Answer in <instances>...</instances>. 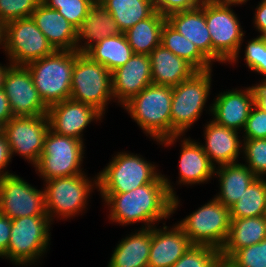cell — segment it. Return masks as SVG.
<instances>
[{"instance_id": "cell-1", "label": "cell", "mask_w": 266, "mask_h": 267, "mask_svg": "<svg viewBox=\"0 0 266 267\" xmlns=\"http://www.w3.org/2000/svg\"><path fill=\"white\" fill-rule=\"evenodd\" d=\"M100 194L110 207L111 221L122 225L144 222L142 229L151 228L155 222L168 218L179 204L170 181L162 174L152 183L130 192Z\"/></svg>"}, {"instance_id": "cell-2", "label": "cell", "mask_w": 266, "mask_h": 267, "mask_svg": "<svg viewBox=\"0 0 266 267\" xmlns=\"http://www.w3.org/2000/svg\"><path fill=\"white\" fill-rule=\"evenodd\" d=\"M172 87L150 84L122 107L145 134L166 146L180 137H171Z\"/></svg>"}, {"instance_id": "cell-3", "label": "cell", "mask_w": 266, "mask_h": 267, "mask_svg": "<svg viewBox=\"0 0 266 267\" xmlns=\"http://www.w3.org/2000/svg\"><path fill=\"white\" fill-rule=\"evenodd\" d=\"M75 51L55 50L25 65L43 103L49 107L70 99Z\"/></svg>"}, {"instance_id": "cell-4", "label": "cell", "mask_w": 266, "mask_h": 267, "mask_svg": "<svg viewBox=\"0 0 266 267\" xmlns=\"http://www.w3.org/2000/svg\"><path fill=\"white\" fill-rule=\"evenodd\" d=\"M235 3L205 0L206 25L212 41V62L238 60L243 42V31L236 14L231 10Z\"/></svg>"}, {"instance_id": "cell-5", "label": "cell", "mask_w": 266, "mask_h": 267, "mask_svg": "<svg viewBox=\"0 0 266 267\" xmlns=\"http://www.w3.org/2000/svg\"><path fill=\"white\" fill-rule=\"evenodd\" d=\"M212 69L197 71L172 87L171 137L184 135L199 119L210 95Z\"/></svg>"}, {"instance_id": "cell-6", "label": "cell", "mask_w": 266, "mask_h": 267, "mask_svg": "<svg viewBox=\"0 0 266 267\" xmlns=\"http://www.w3.org/2000/svg\"><path fill=\"white\" fill-rule=\"evenodd\" d=\"M112 98V73L86 54L75 51L70 99L91 105L105 114Z\"/></svg>"}, {"instance_id": "cell-7", "label": "cell", "mask_w": 266, "mask_h": 267, "mask_svg": "<svg viewBox=\"0 0 266 267\" xmlns=\"http://www.w3.org/2000/svg\"><path fill=\"white\" fill-rule=\"evenodd\" d=\"M93 180L100 193H125L152 183L160 174L154 164L133 153L118 152Z\"/></svg>"}, {"instance_id": "cell-8", "label": "cell", "mask_w": 266, "mask_h": 267, "mask_svg": "<svg viewBox=\"0 0 266 267\" xmlns=\"http://www.w3.org/2000/svg\"><path fill=\"white\" fill-rule=\"evenodd\" d=\"M84 148L83 141L54 133L50 129L39 161L34 167L45 181L82 174L84 172L80 167Z\"/></svg>"}, {"instance_id": "cell-9", "label": "cell", "mask_w": 266, "mask_h": 267, "mask_svg": "<svg viewBox=\"0 0 266 267\" xmlns=\"http://www.w3.org/2000/svg\"><path fill=\"white\" fill-rule=\"evenodd\" d=\"M230 209L215 197L177 225L193 245L212 246L221 250L230 231Z\"/></svg>"}, {"instance_id": "cell-10", "label": "cell", "mask_w": 266, "mask_h": 267, "mask_svg": "<svg viewBox=\"0 0 266 267\" xmlns=\"http://www.w3.org/2000/svg\"><path fill=\"white\" fill-rule=\"evenodd\" d=\"M50 224L48 216H25L11 220L10 242L4 257L16 265L34 263L48 248Z\"/></svg>"}, {"instance_id": "cell-11", "label": "cell", "mask_w": 266, "mask_h": 267, "mask_svg": "<svg viewBox=\"0 0 266 267\" xmlns=\"http://www.w3.org/2000/svg\"><path fill=\"white\" fill-rule=\"evenodd\" d=\"M4 49L12 65H27L55 51L32 17L5 23Z\"/></svg>"}, {"instance_id": "cell-12", "label": "cell", "mask_w": 266, "mask_h": 267, "mask_svg": "<svg viewBox=\"0 0 266 267\" xmlns=\"http://www.w3.org/2000/svg\"><path fill=\"white\" fill-rule=\"evenodd\" d=\"M45 205L52 222L53 215L69 218L86 208L87 198L94 189L92 180L82 173L79 175L46 180Z\"/></svg>"}, {"instance_id": "cell-13", "label": "cell", "mask_w": 266, "mask_h": 267, "mask_svg": "<svg viewBox=\"0 0 266 267\" xmlns=\"http://www.w3.org/2000/svg\"><path fill=\"white\" fill-rule=\"evenodd\" d=\"M49 130L47 115L14 116L4 124L3 133L9 144L11 156L17 153L35 166Z\"/></svg>"}, {"instance_id": "cell-14", "label": "cell", "mask_w": 266, "mask_h": 267, "mask_svg": "<svg viewBox=\"0 0 266 267\" xmlns=\"http://www.w3.org/2000/svg\"><path fill=\"white\" fill-rule=\"evenodd\" d=\"M0 213L10 220L25 216H48L45 193L15 174L2 176L0 177Z\"/></svg>"}, {"instance_id": "cell-15", "label": "cell", "mask_w": 266, "mask_h": 267, "mask_svg": "<svg viewBox=\"0 0 266 267\" xmlns=\"http://www.w3.org/2000/svg\"><path fill=\"white\" fill-rule=\"evenodd\" d=\"M3 89L13 116L47 115L48 107L41 100L25 65H9L4 76Z\"/></svg>"}, {"instance_id": "cell-16", "label": "cell", "mask_w": 266, "mask_h": 267, "mask_svg": "<svg viewBox=\"0 0 266 267\" xmlns=\"http://www.w3.org/2000/svg\"><path fill=\"white\" fill-rule=\"evenodd\" d=\"M47 116L54 133L83 141V130L103 114L91 105L68 99L49 106Z\"/></svg>"}, {"instance_id": "cell-17", "label": "cell", "mask_w": 266, "mask_h": 267, "mask_svg": "<svg viewBox=\"0 0 266 267\" xmlns=\"http://www.w3.org/2000/svg\"><path fill=\"white\" fill-rule=\"evenodd\" d=\"M152 84L149 55L133 54L126 64L112 72V92L118 103L124 105Z\"/></svg>"}, {"instance_id": "cell-18", "label": "cell", "mask_w": 266, "mask_h": 267, "mask_svg": "<svg viewBox=\"0 0 266 267\" xmlns=\"http://www.w3.org/2000/svg\"><path fill=\"white\" fill-rule=\"evenodd\" d=\"M215 102L210 106L213 120L222 126L241 131L255 105L252 87L245 90H229L218 94Z\"/></svg>"}, {"instance_id": "cell-19", "label": "cell", "mask_w": 266, "mask_h": 267, "mask_svg": "<svg viewBox=\"0 0 266 267\" xmlns=\"http://www.w3.org/2000/svg\"><path fill=\"white\" fill-rule=\"evenodd\" d=\"M168 229L167 226L163 229L152 227L148 267H172L193 246L178 225Z\"/></svg>"}, {"instance_id": "cell-20", "label": "cell", "mask_w": 266, "mask_h": 267, "mask_svg": "<svg viewBox=\"0 0 266 267\" xmlns=\"http://www.w3.org/2000/svg\"><path fill=\"white\" fill-rule=\"evenodd\" d=\"M31 17L55 50L76 51V27L57 10L41 2Z\"/></svg>"}, {"instance_id": "cell-21", "label": "cell", "mask_w": 266, "mask_h": 267, "mask_svg": "<svg viewBox=\"0 0 266 267\" xmlns=\"http://www.w3.org/2000/svg\"><path fill=\"white\" fill-rule=\"evenodd\" d=\"M167 22L194 43L212 63V41L205 19V0L197 8L178 11L166 17Z\"/></svg>"}, {"instance_id": "cell-22", "label": "cell", "mask_w": 266, "mask_h": 267, "mask_svg": "<svg viewBox=\"0 0 266 267\" xmlns=\"http://www.w3.org/2000/svg\"><path fill=\"white\" fill-rule=\"evenodd\" d=\"M204 135L205 145L201 146L214 166L215 163L222 166L237 162L242 152L241 147H243L238 131L219 125L212 120L206 124Z\"/></svg>"}, {"instance_id": "cell-23", "label": "cell", "mask_w": 266, "mask_h": 267, "mask_svg": "<svg viewBox=\"0 0 266 267\" xmlns=\"http://www.w3.org/2000/svg\"><path fill=\"white\" fill-rule=\"evenodd\" d=\"M152 83L175 87L190 78L197 70L186 60L158 45L150 54Z\"/></svg>"}, {"instance_id": "cell-24", "label": "cell", "mask_w": 266, "mask_h": 267, "mask_svg": "<svg viewBox=\"0 0 266 267\" xmlns=\"http://www.w3.org/2000/svg\"><path fill=\"white\" fill-rule=\"evenodd\" d=\"M121 33L117 22L103 5H92L84 21L76 28V51L85 53L102 39ZM81 39H85L84 45Z\"/></svg>"}, {"instance_id": "cell-25", "label": "cell", "mask_w": 266, "mask_h": 267, "mask_svg": "<svg viewBox=\"0 0 266 267\" xmlns=\"http://www.w3.org/2000/svg\"><path fill=\"white\" fill-rule=\"evenodd\" d=\"M181 141L178 183L192 185L210 180L215 175L216 166L211 163L200 143L188 138Z\"/></svg>"}, {"instance_id": "cell-26", "label": "cell", "mask_w": 266, "mask_h": 267, "mask_svg": "<svg viewBox=\"0 0 266 267\" xmlns=\"http://www.w3.org/2000/svg\"><path fill=\"white\" fill-rule=\"evenodd\" d=\"M266 239V216L231 218L228 238L220 250L222 261H227L238 249Z\"/></svg>"}, {"instance_id": "cell-27", "label": "cell", "mask_w": 266, "mask_h": 267, "mask_svg": "<svg viewBox=\"0 0 266 267\" xmlns=\"http://www.w3.org/2000/svg\"><path fill=\"white\" fill-rule=\"evenodd\" d=\"M152 227L127 236L116 246L108 267H148Z\"/></svg>"}, {"instance_id": "cell-28", "label": "cell", "mask_w": 266, "mask_h": 267, "mask_svg": "<svg viewBox=\"0 0 266 267\" xmlns=\"http://www.w3.org/2000/svg\"><path fill=\"white\" fill-rule=\"evenodd\" d=\"M217 168L215 175L220 181V193L215 198L230 209L258 177L243 163H230Z\"/></svg>"}, {"instance_id": "cell-29", "label": "cell", "mask_w": 266, "mask_h": 267, "mask_svg": "<svg viewBox=\"0 0 266 267\" xmlns=\"http://www.w3.org/2000/svg\"><path fill=\"white\" fill-rule=\"evenodd\" d=\"M84 54L92 61L104 65L111 73L123 66L134 52L125 33L102 39L91 46Z\"/></svg>"}, {"instance_id": "cell-30", "label": "cell", "mask_w": 266, "mask_h": 267, "mask_svg": "<svg viewBox=\"0 0 266 267\" xmlns=\"http://www.w3.org/2000/svg\"><path fill=\"white\" fill-rule=\"evenodd\" d=\"M166 21L165 16L155 11L124 32L134 54L149 55L161 44V31Z\"/></svg>"}, {"instance_id": "cell-31", "label": "cell", "mask_w": 266, "mask_h": 267, "mask_svg": "<svg viewBox=\"0 0 266 267\" xmlns=\"http://www.w3.org/2000/svg\"><path fill=\"white\" fill-rule=\"evenodd\" d=\"M161 45L176 56L186 60L197 71L212 69V63L199 51L197 46L180 34L167 21L161 31Z\"/></svg>"}, {"instance_id": "cell-32", "label": "cell", "mask_w": 266, "mask_h": 267, "mask_svg": "<svg viewBox=\"0 0 266 267\" xmlns=\"http://www.w3.org/2000/svg\"><path fill=\"white\" fill-rule=\"evenodd\" d=\"M102 5L112 15L122 33L156 11L152 0H107Z\"/></svg>"}, {"instance_id": "cell-33", "label": "cell", "mask_w": 266, "mask_h": 267, "mask_svg": "<svg viewBox=\"0 0 266 267\" xmlns=\"http://www.w3.org/2000/svg\"><path fill=\"white\" fill-rule=\"evenodd\" d=\"M258 177L230 208V218L266 216V180Z\"/></svg>"}, {"instance_id": "cell-34", "label": "cell", "mask_w": 266, "mask_h": 267, "mask_svg": "<svg viewBox=\"0 0 266 267\" xmlns=\"http://www.w3.org/2000/svg\"><path fill=\"white\" fill-rule=\"evenodd\" d=\"M221 261L220 250L212 246L193 245L172 267H217Z\"/></svg>"}, {"instance_id": "cell-35", "label": "cell", "mask_w": 266, "mask_h": 267, "mask_svg": "<svg viewBox=\"0 0 266 267\" xmlns=\"http://www.w3.org/2000/svg\"><path fill=\"white\" fill-rule=\"evenodd\" d=\"M48 8L57 10L76 28L84 21L92 7L91 0H41Z\"/></svg>"}, {"instance_id": "cell-36", "label": "cell", "mask_w": 266, "mask_h": 267, "mask_svg": "<svg viewBox=\"0 0 266 267\" xmlns=\"http://www.w3.org/2000/svg\"><path fill=\"white\" fill-rule=\"evenodd\" d=\"M226 263L230 267H266V239L238 249Z\"/></svg>"}, {"instance_id": "cell-37", "label": "cell", "mask_w": 266, "mask_h": 267, "mask_svg": "<svg viewBox=\"0 0 266 267\" xmlns=\"http://www.w3.org/2000/svg\"><path fill=\"white\" fill-rule=\"evenodd\" d=\"M245 164L257 177L266 175V138L243 140ZM265 174V175H264Z\"/></svg>"}, {"instance_id": "cell-38", "label": "cell", "mask_w": 266, "mask_h": 267, "mask_svg": "<svg viewBox=\"0 0 266 267\" xmlns=\"http://www.w3.org/2000/svg\"><path fill=\"white\" fill-rule=\"evenodd\" d=\"M41 0H0V20L4 23L31 17Z\"/></svg>"}, {"instance_id": "cell-39", "label": "cell", "mask_w": 266, "mask_h": 267, "mask_svg": "<svg viewBox=\"0 0 266 267\" xmlns=\"http://www.w3.org/2000/svg\"><path fill=\"white\" fill-rule=\"evenodd\" d=\"M245 48L244 59L249 69L265 76L266 44L264 40L260 36H257L250 40Z\"/></svg>"}, {"instance_id": "cell-40", "label": "cell", "mask_w": 266, "mask_h": 267, "mask_svg": "<svg viewBox=\"0 0 266 267\" xmlns=\"http://www.w3.org/2000/svg\"><path fill=\"white\" fill-rule=\"evenodd\" d=\"M243 140L266 138V112L253 106L244 127Z\"/></svg>"}, {"instance_id": "cell-41", "label": "cell", "mask_w": 266, "mask_h": 267, "mask_svg": "<svg viewBox=\"0 0 266 267\" xmlns=\"http://www.w3.org/2000/svg\"><path fill=\"white\" fill-rule=\"evenodd\" d=\"M203 0H152L154 8L161 15L167 17L169 14L197 8Z\"/></svg>"}, {"instance_id": "cell-42", "label": "cell", "mask_w": 266, "mask_h": 267, "mask_svg": "<svg viewBox=\"0 0 266 267\" xmlns=\"http://www.w3.org/2000/svg\"><path fill=\"white\" fill-rule=\"evenodd\" d=\"M11 220L0 213V257H4L10 242Z\"/></svg>"}, {"instance_id": "cell-43", "label": "cell", "mask_w": 266, "mask_h": 267, "mask_svg": "<svg viewBox=\"0 0 266 267\" xmlns=\"http://www.w3.org/2000/svg\"><path fill=\"white\" fill-rule=\"evenodd\" d=\"M11 159H12V156L10 153L9 144L3 133L2 135H0V177L12 174V173H9L8 170L4 172L8 163L11 162Z\"/></svg>"}, {"instance_id": "cell-44", "label": "cell", "mask_w": 266, "mask_h": 267, "mask_svg": "<svg viewBox=\"0 0 266 267\" xmlns=\"http://www.w3.org/2000/svg\"><path fill=\"white\" fill-rule=\"evenodd\" d=\"M254 24L261 34L266 32V0H261V3L257 5Z\"/></svg>"}, {"instance_id": "cell-45", "label": "cell", "mask_w": 266, "mask_h": 267, "mask_svg": "<svg viewBox=\"0 0 266 267\" xmlns=\"http://www.w3.org/2000/svg\"><path fill=\"white\" fill-rule=\"evenodd\" d=\"M13 116L4 89H0V122L6 124Z\"/></svg>"}, {"instance_id": "cell-46", "label": "cell", "mask_w": 266, "mask_h": 267, "mask_svg": "<svg viewBox=\"0 0 266 267\" xmlns=\"http://www.w3.org/2000/svg\"><path fill=\"white\" fill-rule=\"evenodd\" d=\"M254 93L255 105L266 112V87L260 82L252 86Z\"/></svg>"}, {"instance_id": "cell-47", "label": "cell", "mask_w": 266, "mask_h": 267, "mask_svg": "<svg viewBox=\"0 0 266 267\" xmlns=\"http://www.w3.org/2000/svg\"><path fill=\"white\" fill-rule=\"evenodd\" d=\"M3 45V46H2ZM0 46H5V23L0 20Z\"/></svg>"}, {"instance_id": "cell-48", "label": "cell", "mask_w": 266, "mask_h": 267, "mask_svg": "<svg viewBox=\"0 0 266 267\" xmlns=\"http://www.w3.org/2000/svg\"><path fill=\"white\" fill-rule=\"evenodd\" d=\"M8 68H9L8 65L6 67V66H1V64H0V89L3 88V80H4V76H5V73L8 70Z\"/></svg>"}, {"instance_id": "cell-49", "label": "cell", "mask_w": 266, "mask_h": 267, "mask_svg": "<svg viewBox=\"0 0 266 267\" xmlns=\"http://www.w3.org/2000/svg\"><path fill=\"white\" fill-rule=\"evenodd\" d=\"M215 2H220V3H235V4H243L246 3L248 0H212Z\"/></svg>"}, {"instance_id": "cell-50", "label": "cell", "mask_w": 266, "mask_h": 267, "mask_svg": "<svg viewBox=\"0 0 266 267\" xmlns=\"http://www.w3.org/2000/svg\"><path fill=\"white\" fill-rule=\"evenodd\" d=\"M107 0H91L93 5H102Z\"/></svg>"}, {"instance_id": "cell-51", "label": "cell", "mask_w": 266, "mask_h": 267, "mask_svg": "<svg viewBox=\"0 0 266 267\" xmlns=\"http://www.w3.org/2000/svg\"><path fill=\"white\" fill-rule=\"evenodd\" d=\"M217 267H230L225 261H221Z\"/></svg>"}, {"instance_id": "cell-52", "label": "cell", "mask_w": 266, "mask_h": 267, "mask_svg": "<svg viewBox=\"0 0 266 267\" xmlns=\"http://www.w3.org/2000/svg\"><path fill=\"white\" fill-rule=\"evenodd\" d=\"M4 131V124L0 122V135L3 134Z\"/></svg>"}, {"instance_id": "cell-53", "label": "cell", "mask_w": 266, "mask_h": 267, "mask_svg": "<svg viewBox=\"0 0 266 267\" xmlns=\"http://www.w3.org/2000/svg\"><path fill=\"white\" fill-rule=\"evenodd\" d=\"M265 42L266 44V32L262 33L261 35H259Z\"/></svg>"}, {"instance_id": "cell-54", "label": "cell", "mask_w": 266, "mask_h": 267, "mask_svg": "<svg viewBox=\"0 0 266 267\" xmlns=\"http://www.w3.org/2000/svg\"><path fill=\"white\" fill-rule=\"evenodd\" d=\"M264 78H265V79H264ZM264 78H263L262 84L266 87V75H265Z\"/></svg>"}]
</instances>
